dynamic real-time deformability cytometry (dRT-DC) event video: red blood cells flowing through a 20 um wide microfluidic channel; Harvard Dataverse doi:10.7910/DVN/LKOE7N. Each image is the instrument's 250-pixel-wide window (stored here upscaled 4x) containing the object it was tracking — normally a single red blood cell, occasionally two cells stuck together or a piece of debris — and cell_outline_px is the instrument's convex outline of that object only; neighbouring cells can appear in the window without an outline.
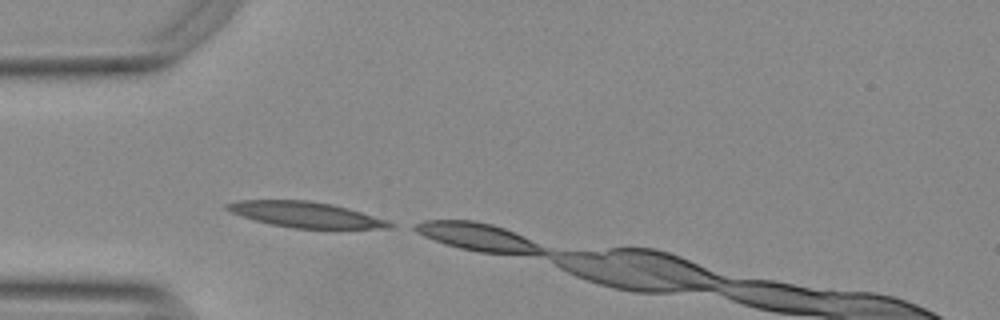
{"species": "Egyptian fruit bat (a non-hibernating species)", "species_latin": "Rousettus aegyptiacus", "temperature_condition": "warm", "stored_images_in_passage": 3, "camera_frame_rate_fps": 3000, "um_per_image_px": 0.085, "animal": {"sex": "female"}, "frame": {"image": 1, "passage_image": 1, "time_ms": 0.0, "image_size_px": [1000, 320], "cell_outline_px": [[396, 228], [340, 232], [332, 232], [292, 228], [272, 224], [240, 216], [224, 208], [224, 204], [240, 200], [308, 200], [332, 204], [348, 208], [388, 220], [396, 224]], "centroid_in_image_um": [26.19, 18.31], "position_along_channel_um": 58.8, "area_um2": 25.84}}